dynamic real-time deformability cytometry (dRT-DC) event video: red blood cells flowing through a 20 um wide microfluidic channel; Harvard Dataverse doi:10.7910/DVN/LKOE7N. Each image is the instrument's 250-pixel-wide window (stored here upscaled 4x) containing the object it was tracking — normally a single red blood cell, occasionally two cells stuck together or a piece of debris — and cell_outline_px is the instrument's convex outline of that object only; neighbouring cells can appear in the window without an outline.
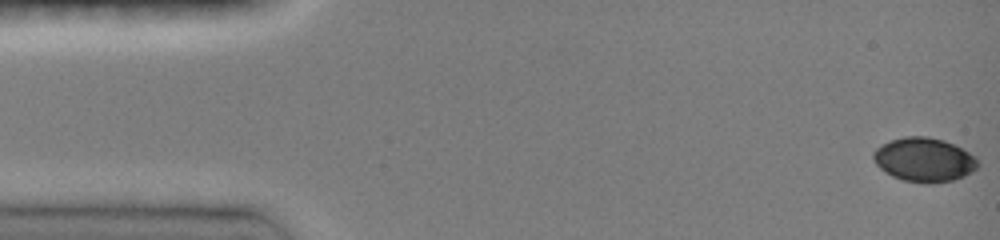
{"species": "common noctule bat (a hibernating species)", "species_latin": "Nyctalus noctula", "temperature_condition": "room temperature", "stored_images_in_passage": 6, "camera_frame_rate_fps": 3000, "um_per_image_px": 0.085, "animal": {"sex": "female", "body_mass_g": 19.0, "forearm_length_mm": 51.5}, "frame": {"image": 1, "passage_image": 1, "time_ms": 0.0, "image_size_px": [1000, 240], "cell_outline_px": [[980, 164], [972, 172], [964, 176], [952, 180], [932, 184], [928, 184], [904, 180], [892, 176], [884, 172], [876, 164], [872, 156], [872, 152], [880, 144], [904, 136], [928, 136], [944, 140], [976, 156]], "centroid_in_image_um": [78.54, 13.58], "position_along_channel_um": 6.5, "area_um2": 26.99}}
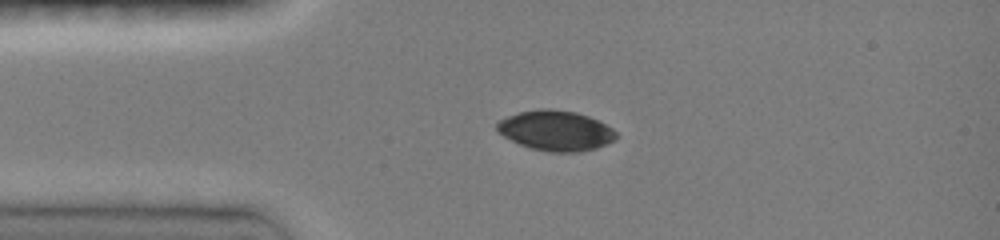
{"frame": {"image": 2, "passage_image": 4, "time_ms": 3.333, "image_size_px": [1000, 240], "cell_outline_px": [[620, 136], [616, 140], [596, 148], [580, 152], [548, 152], [532, 148], [520, 144], [504, 136], [496, 128], [496, 124], [500, 120], [508, 116], [520, 112], [540, 108], [552, 108], [576, 112], [588, 116], [612, 128]], "centroid_in_image_um": [47.28, 11.1], "position_along_channel_um": 37.7, "area_um2": 27.86}}
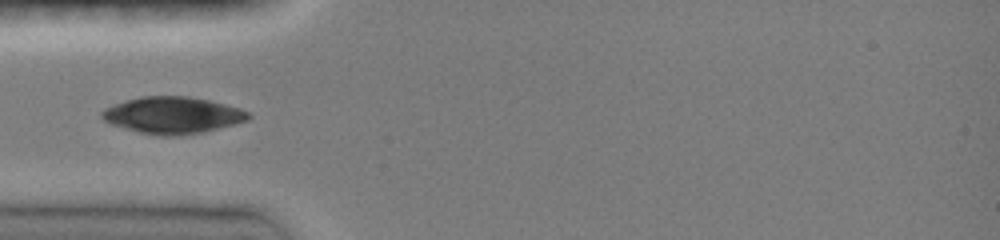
{"frame": {"image": 3, "passage_image": 5, "time_ms": 4.667, "image_size_px": [1000, 240], "cell_outline_px": [[252, 116], [248, 120], [204, 132], [180, 136], [160, 136], [140, 132], [124, 128], [112, 124], [104, 120], [100, 116], [100, 112], [104, 108], [112, 104], [140, 96], [188, 96], [208, 100], [240, 108], [248, 112]], "centroid_in_image_um": [14.65, 9.79], "position_along_channel_um": 70.4, "area_um2": 31.44}}